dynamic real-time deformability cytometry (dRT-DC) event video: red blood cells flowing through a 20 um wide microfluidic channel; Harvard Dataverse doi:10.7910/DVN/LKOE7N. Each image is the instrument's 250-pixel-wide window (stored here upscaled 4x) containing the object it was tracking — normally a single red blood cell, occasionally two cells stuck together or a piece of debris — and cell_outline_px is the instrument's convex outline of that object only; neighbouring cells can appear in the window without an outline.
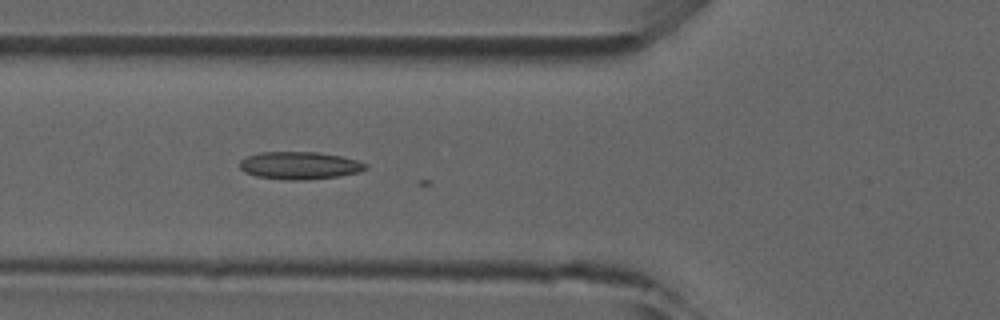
{"species": "common noctule bat (a hibernating species)", "species_latin": "Nyctalus noctula", "temperature_condition": "room temperature", "stored_images_in_passage": 29, "camera_frame_rate_fps": 3000, "um_per_image_px": 0.085, "animal": {"sex": "male", "forearm_length_mm": 52.5}, "frame": {"image": 1, "passage_image": 17, "time_ms": 5.333, "image_size_px": [1000, 320], "cell_outline_px": [[368, 168], [360, 172], [340, 176], [304, 180], [288, 180], [256, 176], [244, 172], [240, 168], [240, 160], [248, 156], [260, 152], [316, 152], [340, 156], [356, 160], [368, 164]], "centroid_in_image_um": [25.48, 14.07], "position_along_channel_um": 100.3, "area_um2": 20.23}}